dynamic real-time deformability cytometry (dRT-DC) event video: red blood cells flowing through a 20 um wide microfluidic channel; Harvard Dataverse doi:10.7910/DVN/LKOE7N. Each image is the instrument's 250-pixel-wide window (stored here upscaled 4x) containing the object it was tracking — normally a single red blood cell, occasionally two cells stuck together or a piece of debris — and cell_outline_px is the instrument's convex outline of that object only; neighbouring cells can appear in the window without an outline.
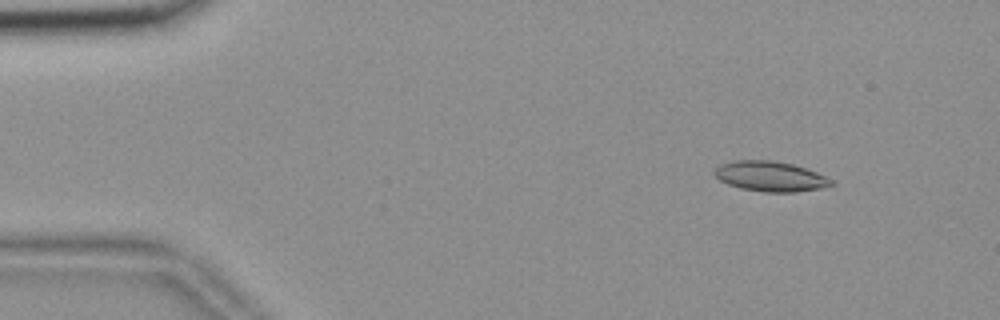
{"species": "common noctule bat (a hibernating species)", "species_latin": "Nyctalus noctula", "temperature_condition": "room temperature", "stored_images_in_passage": 52, "camera_frame_rate_fps": 3000, "um_per_image_px": 0.085, "animal": {"sex": "female", "body_mass_g": 18.4}, "frame": {"image": 1, "passage_image": 3, "time_ms": 0.667, "image_size_px": [1000, 320], "cell_outline_px": [[836, 184], [820, 188], [796, 192], [764, 192], [740, 188], [728, 184], [720, 180], [712, 172], [720, 164], [732, 160], [772, 160], [792, 164], [816, 172], [832, 180]], "centroid_in_image_um": [65.45, 14.99], "position_along_channel_um": 19.6, "area_um2": 20.46}}
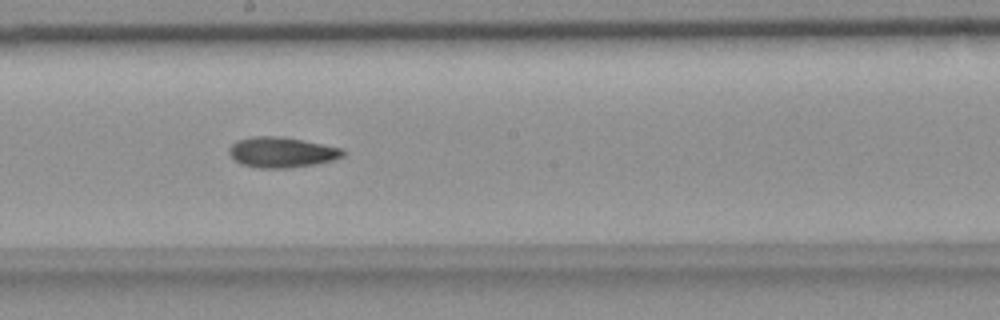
{"frame": {"image": 2, "passage_image": 27, "time_ms": 8.667, "image_size_px": [1000, 320], "cell_outline_px": [[344, 156], [332, 160], [316, 164], [288, 168], [260, 168], [240, 164], [228, 152], [228, 148], [236, 140], [252, 136], [276, 136], [300, 140], [344, 148]], "centroid_in_image_um": [23.93, 12.95], "position_along_channel_um": 224.3, "area_um2": 20.11}}
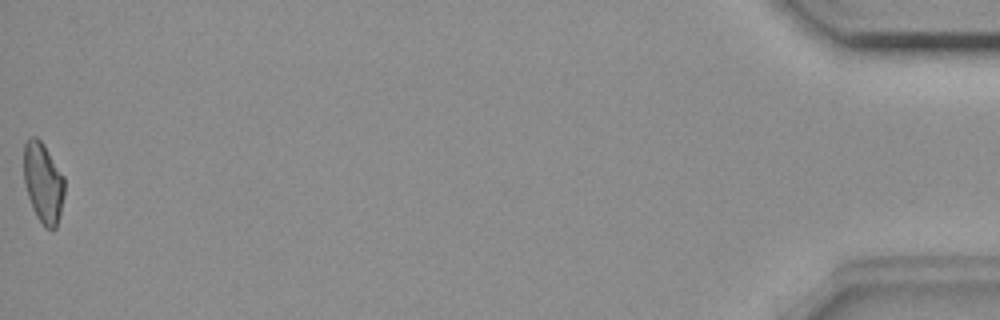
{"frame": {"image": 3, "passage_image": 52, "time_ms": 17.0, "image_size_px": [1000, 320], "cell_outline_px": [[64, 196], [56, 228], [44, 228], [36, 216], [32, 208], [24, 184], [24, 144], [32, 136], [36, 136], [44, 144], [64, 176]], "centroid_in_image_um": [3.67, 15.53], "position_along_channel_um": 431.5, "area_um2": 19.07}, "authors_computed_cell_mechanics": {"area_um2": 19.7387, "velocity_mm_per_s": 3.6866, "shape_relaxation_time_tau1_ms": 10.771, "shape_relaxation_time_tau2_ms": 7.091, "deformation_change_tau1": 0.22, "deformation_change_tau2": 0.1522}}